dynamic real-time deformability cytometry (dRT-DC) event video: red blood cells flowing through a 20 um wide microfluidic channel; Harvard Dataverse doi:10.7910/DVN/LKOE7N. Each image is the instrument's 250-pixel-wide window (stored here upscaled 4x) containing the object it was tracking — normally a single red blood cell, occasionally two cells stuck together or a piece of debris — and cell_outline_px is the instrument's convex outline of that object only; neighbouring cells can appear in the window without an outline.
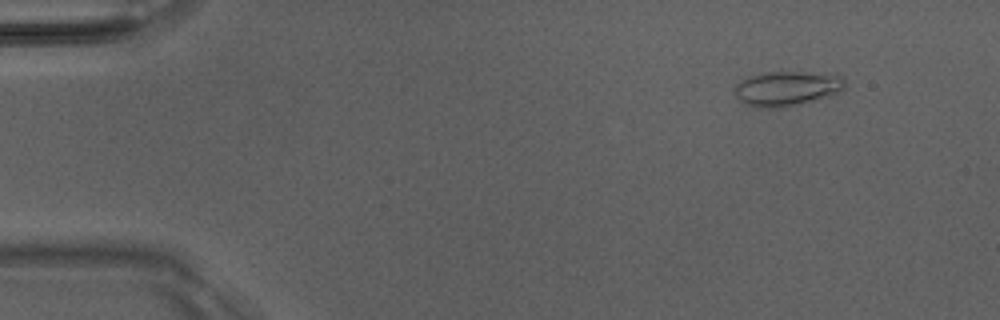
{"species": "Egyptian fruit bat (a non-hibernating species)", "species_latin": "Rousettus aegyptiacus", "temperature_condition": "room temperature", "stored_images_in_passage": 47, "camera_frame_rate_fps": 3000, "um_per_image_px": 0.085, "animal": {"sex": "male"}, "frame": {"image": 1, "passage_image": 2, "time_ms": 0.333, "image_size_px": [1000, 320], "cell_outline_px": [[844, 88], [840, 92], [832, 96], [784, 108], [756, 108], [744, 104], [732, 92], [736, 84], [740, 80], [752, 76], [768, 72], [800, 72], [840, 76], [844, 80]], "centroid_in_image_um": [66.84, 7.56], "position_along_channel_um": 18.2, "area_um2": 22.43}}
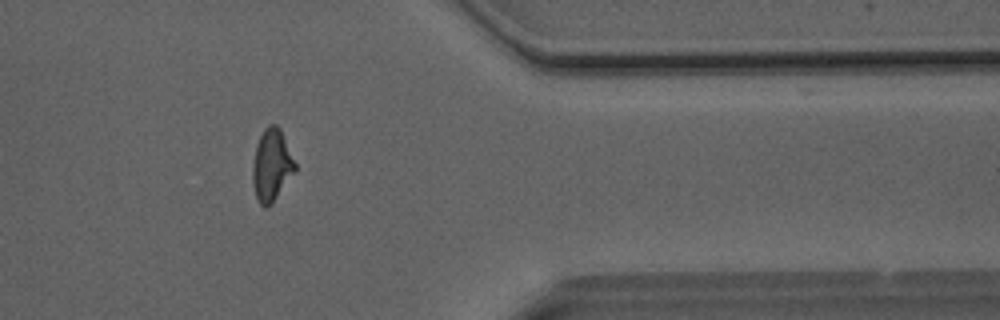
{"frame": {"image": 2, "passage_image": 38, "time_ms": 12.333, "image_size_px": [1000, 320], "cell_outline_px": [[296, 168], [272, 204], [264, 208], [256, 200], [252, 184], [252, 168], [256, 144], [264, 128], [268, 124], [276, 124], [280, 128], [296, 164]], "centroid_in_image_um": [23.06, 14.05], "position_along_channel_um": 388.3, "area_um2": 17.8}}
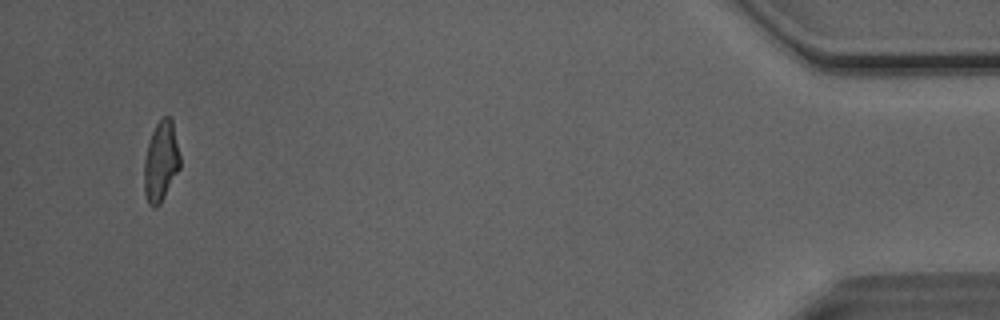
{"frame": {"image": 3, "passage_image": 45, "time_ms": 14.667, "image_size_px": [1000, 320], "cell_outline_px": [[180, 168], [160, 204], [156, 208], [152, 208], [148, 204], [144, 192], [144, 160], [148, 144], [152, 132], [156, 124], [164, 116], [168, 116], [172, 120], [180, 156]], "centroid_in_image_um": [13.67, 13.76], "position_along_channel_um": 421.5, "area_um2": 16.76}, "authors_computed_cell_mechanics": {"area_um2": 17.5712, "velocity_mm_per_s": 4.0917, "shape_relaxation_time_tau1_ms": 5.1309, "shape_relaxation_time_tau2_ms": 1.5665, "deformation_change_tau1": 0.1962, "deformation_change_tau2": 0.0772}}